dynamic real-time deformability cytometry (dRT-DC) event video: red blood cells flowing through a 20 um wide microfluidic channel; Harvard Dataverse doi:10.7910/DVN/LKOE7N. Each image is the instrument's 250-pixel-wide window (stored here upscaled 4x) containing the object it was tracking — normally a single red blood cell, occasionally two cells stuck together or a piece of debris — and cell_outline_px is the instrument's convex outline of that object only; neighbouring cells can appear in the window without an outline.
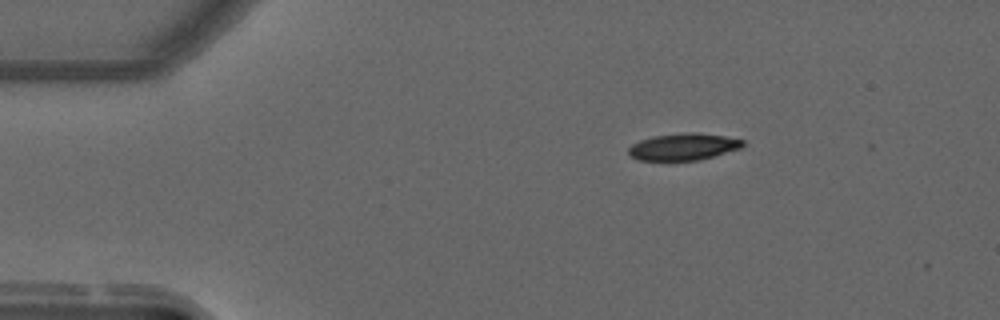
{"species": "common noctule bat (a hibernating species)", "species_latin": "Nyctalus noctula", "temperature_condition": "warm", "stored_images_in_passage": 47, "camera_frame_rate_fps": 3000, "um_per_image_px": 0.085, "animal": {"sex": "male", "forearm_length_mm": 52.5}, "frame": {"image": 1, "passage_image": 1, "time_ms": 0.0, "image_size_px": [1000, 320], "cell_outline_px": [[744, 144], [740, 148], [700, 160], [640, 160], [632, 156], [628, 152], [628, 148], [632, 144], [640, 140], [652, 136], [684, 132], [696, 132], [724, 136], [744, 140]], "centroid_in_image_um": [58.08, 12.46], "position_along_channel_um": 26.9, "area_um2": 17.8}}
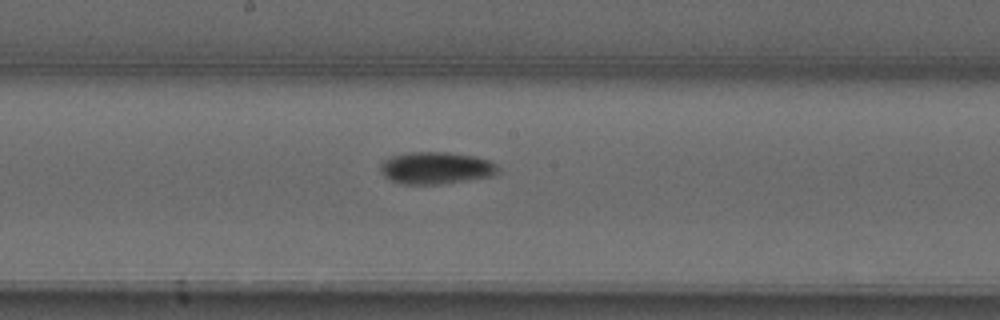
{"frame": {"image": 2, "passage_image": 21, "time_ms": 6.667, "image_size_px": [1000, 320], "cell_outline_px": [[500, 172], [492, 176], [436, 184], [404, 184], [392, 180], [384, 176], [380, 172], [380, 164], [384, 160], [392, 156], [408, 152], [448, 152], [476, 156], [488, 160], [496, 164], [500, 168]], "centroid_in_image_um": [37.07, 14.26], "position_along_channel_um": 211.1, "area_um2": 21.96}}
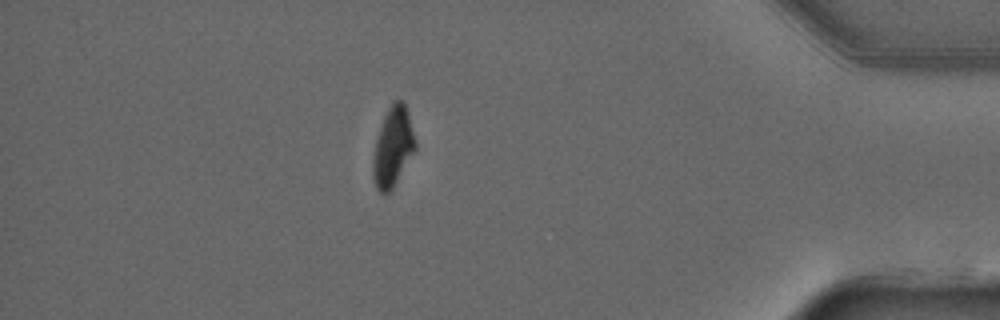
{"frame": {"image": 3, "passage_image": 40, "time_ms": 13.0, "image_size_px": [1000, 320], "cell_outline_px": [[416, 148], [392, 188], [388, 192], [380, 192], [376, 188], [372, 176], [372, 160], [376, 140], [384, 116], [392, 100], [400, 100], [404, 104], [408, 112], [416, 140]], "centroid_in_image_um": [33.39, 12.46], "position_along_channel_um": 401.8, "area_um2": 19.36}, "authors_computed_cell_mechanics": {"area_um2": 20.23, "velocity_mm_per_s": 3.6998, "shape_relaxation_time_tau1_ms": 5.5576, "shape_relaxation_time_tau2_ms": null, "deformation_change_tau1": 0.2085, "deformation_change_tau2": null}}